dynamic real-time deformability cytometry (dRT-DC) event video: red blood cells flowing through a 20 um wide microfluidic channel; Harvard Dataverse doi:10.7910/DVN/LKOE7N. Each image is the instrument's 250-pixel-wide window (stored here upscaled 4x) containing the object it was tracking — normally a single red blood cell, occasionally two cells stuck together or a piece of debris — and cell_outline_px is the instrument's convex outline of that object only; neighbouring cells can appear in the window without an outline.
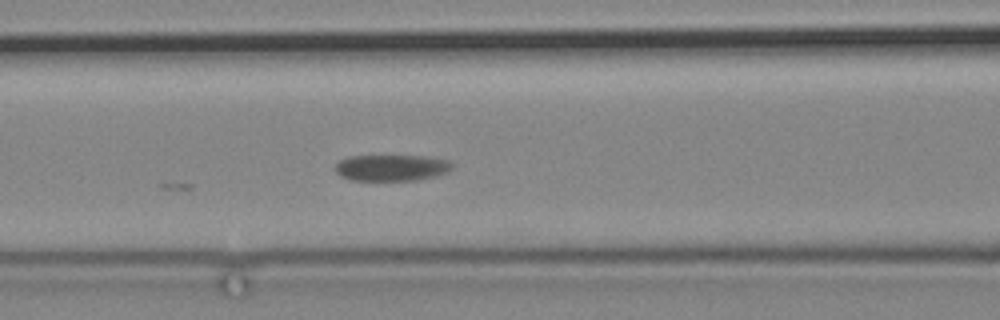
{"species": "common noctule bat (a hibernating species)", "species_latin": "Nyctalus noctula", "temperature_condition": "cold", "stored_images_in_passage": 5, "camera_frame_rate_fps": 3000, "um_per_image_px": 0.085, "animal": {"sex": "male", "body_mass_g": 19.2, "forearm_length_mm": 51.8}, "frame": {"image": 1, "passage_image": 4, "time_ms": 3.333, "image_size_px": [1000, 320], "cell_outline_px": [[452, 168], [448, 172], [436, 176], [416, 180], [352, 180], [340, 176], [332, 168], [340, 160], [348, 156], [428, 156], [448, 160], [452, 164]], "centroid_in_image_um": [33.26, 14.25], "position_along_channel_um": 133.3, "area_um2": 18.03}}